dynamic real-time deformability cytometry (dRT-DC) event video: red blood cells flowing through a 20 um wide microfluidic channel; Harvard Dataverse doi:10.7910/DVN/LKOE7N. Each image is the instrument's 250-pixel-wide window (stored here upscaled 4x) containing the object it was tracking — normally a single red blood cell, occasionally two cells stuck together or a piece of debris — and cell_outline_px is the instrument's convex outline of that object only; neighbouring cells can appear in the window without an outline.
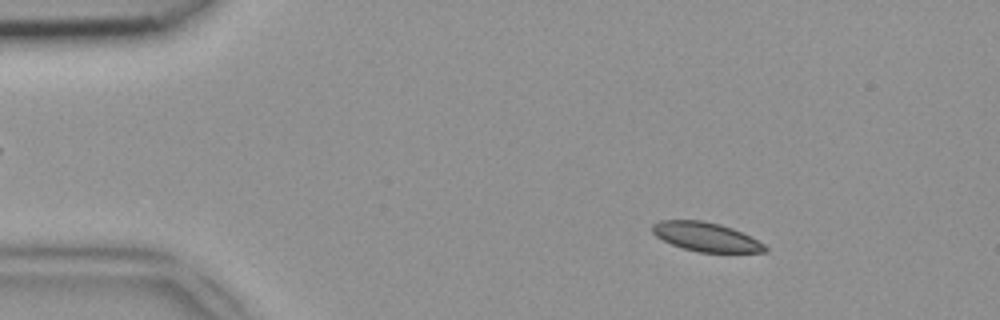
{"species": "common noctule bat (a hibernating species)", "species_latin": "Nyctalus noctula", "temperature_condition": "room temperature", "stored_images_in_passage": 48, "camera_frame_rate_fps": 3000, "um_per_image_px": 0.085, "animal": {"sex": "female", "body_mass_g": 18.4}, "frame": {"image": 1, "passage_image": 7, "time_ms": 2.0, "image_size_px": [1000, 320], "cell_outline_px": [[768, 252], [700, 252], [684, 248], [672, 244], [656, 236], [652, 232], [652, 224], [660, 220], [704, 220], [720, 224], [732, 228], [764, 244], [768, 248]], "centroid_in_image_um": [59.99, 20.12], "position_along_channel_um": 25.0, "area_um2": 18.84}}
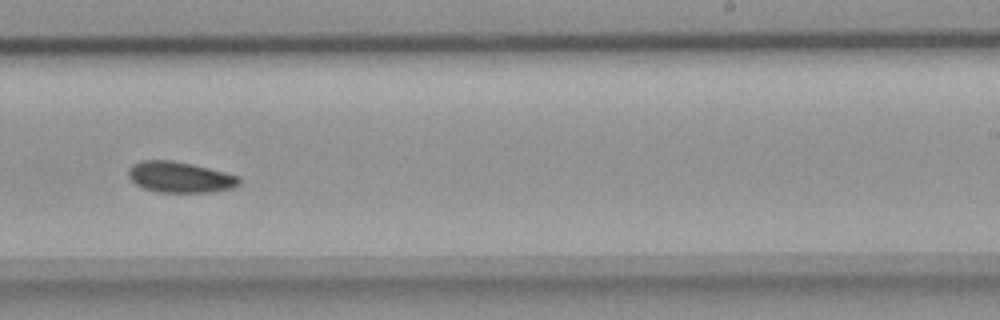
{"frame": {"image": 2, "passage_image": 30, "time_ms": 9.667, "image_size_px": [1000, 320], "cell_outline_px": [[240, 184], [232, 188], [212, 192], [160, 192], [144, 188], [136, 184], [128, 176], [128, 168], [132, 164], [140, 160], [172, 160], [192, 164], [240, 176]], "centroid_in_image_um": [15.29, 15.05], "position_along_channel_um": 273.7, "area_um2": 19.94}}
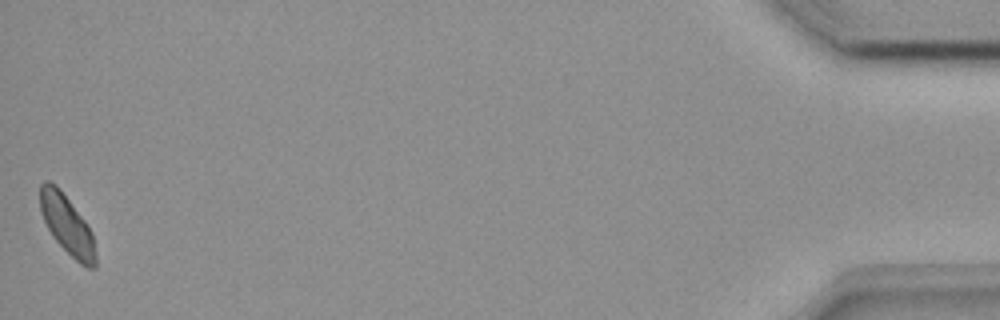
{"frame": {"image": 3, "passage_image": 48, "time_ms": 15.667, "image_size_px": [1000, 320], "cell_outline_px": [[96, 268], [88, 268], [80, 264], [52, 236], [44, 220], [40, 208], [40, 184], [44, 180], [48, 180], [56, 184], [60, 188], [88, 224], [92, 232], [96, 256]], "centroid_in_image_um": [5.71, 19.08], "position_along_channel_um": 429.5, "area_um2": 19.13}}